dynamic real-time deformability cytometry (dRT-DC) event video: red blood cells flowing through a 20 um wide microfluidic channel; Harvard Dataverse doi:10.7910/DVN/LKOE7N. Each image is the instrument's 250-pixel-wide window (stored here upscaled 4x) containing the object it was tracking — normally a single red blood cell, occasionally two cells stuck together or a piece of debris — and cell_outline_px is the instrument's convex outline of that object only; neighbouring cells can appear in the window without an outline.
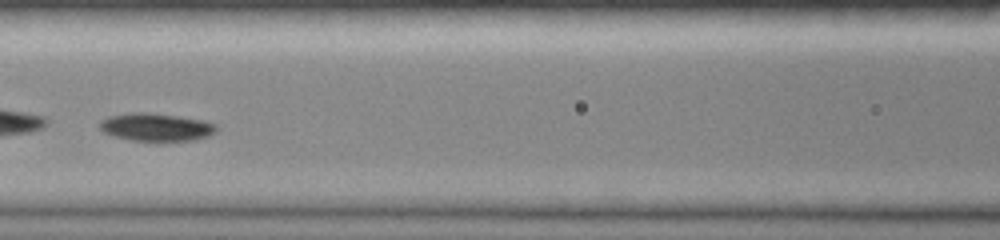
{"species": "common noctule bat (a hibernating species)", "species_latin": "Nyctalus noctula", "temperature_condition": "room temperature", "stored_images_in_passage": 37, "camera_frame_rate_fps": 3000, "um_per_image_px": 0.085, "animal": {"sex": "female", "body_mass_g": 19.0, "forearm_length_mm": 51.5}, "frame": {"image": 1, "passage_image": 17, "time_ms": 5.667, "image_size_px": [1000, 240], "cell_outline_px": [[216, 128], [208, 136], [196, 140], [132, 140], [116, 136], [104, 132], [100, 128], [100, 120], [108, 116], [132, 112], [144, 112], [176, 116], [204, 120], [216, 124]], "centroid_in_image_um": [13.25, 10.79], "position_along_channel_um": 153.4, "area_um2": 18.55}}
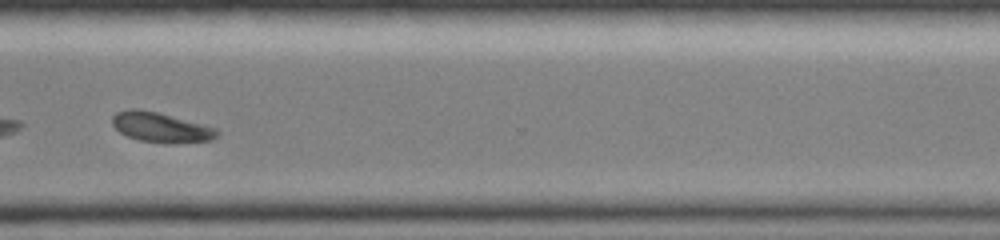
{"frame": {"image": 2, "passage_image": 32, "time_ms": 10.667, "image_size_px": [1000, 240], "cell_outline_px": [[220, 132], [212, 140], [140, 140], [128, 136], [120, 132], [112, 124], [112, 116], [116, 112], [132, 108], [140, 108], [156, 112], [216, 128]], "centroid_in_image_um": [13.59, 10.75], "position_along_channel_um": 357.0, "area_um2": 17.05}, "authors_computed_cell_mechanics": {"area_um2": 18.785, "velocity_mm_per_s": 4.0505, "shape_relaxation_time_tau1_ms": 1.7662, "shape_relaxation_time_tau2_ms": null, "deformation_change_tau1": 0.0853, "deformation_change_tau2": null}}